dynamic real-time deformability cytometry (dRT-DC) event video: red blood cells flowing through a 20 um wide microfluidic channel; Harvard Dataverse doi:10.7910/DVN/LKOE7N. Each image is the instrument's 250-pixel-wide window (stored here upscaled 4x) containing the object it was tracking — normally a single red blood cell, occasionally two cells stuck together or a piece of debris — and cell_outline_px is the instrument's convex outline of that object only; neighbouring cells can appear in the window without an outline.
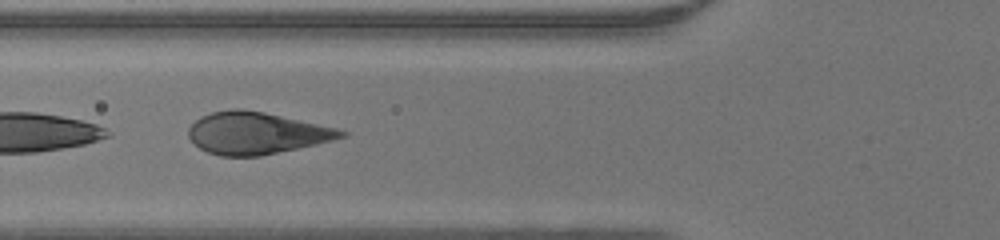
{"species": "human", "species_latin": "Homo sapiens", "temperature_condition": "warm", "stored_images_in_passage": 34, "camera_frame_rate_fps": 3000, "um_per_image_px": 0.085, "donor": {"sex": "male"}, "frame": {"image": 1, "passage_image": 17, "time_ms": 5.333, "image_size_px": [1000, 240], "cell_outline_px": [[348, 136], [316, 144], [260, 156], [220, 156], [208, 152], [200, 148], [188, 136], [188, 128], [200, 116], [212, 112], [232, 108], [240, 108], [264, 112], [336, 128], [348, 132]], "centroid_in_image_um": [21.77, 11.31], "position_along_channel_um": 104.0, "area_um2": 37.11}}